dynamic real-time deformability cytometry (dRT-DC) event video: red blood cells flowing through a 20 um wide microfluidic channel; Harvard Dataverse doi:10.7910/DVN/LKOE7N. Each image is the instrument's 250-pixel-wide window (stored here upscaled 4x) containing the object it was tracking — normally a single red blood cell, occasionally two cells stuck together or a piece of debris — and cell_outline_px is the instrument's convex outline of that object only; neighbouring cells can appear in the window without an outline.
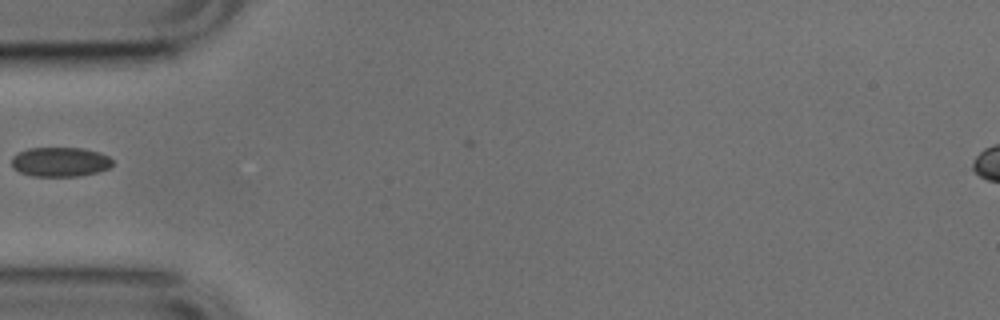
{"species": "common noctule bat (a hibernating species)", "species_latin": "Nyctalus noctula", "temperature_condition": "cold", "stored_images_in_passage": 6, "camera_frame_rate_fps": 3000, "um_per_image_px": 0.085, "animal": {"sex": "male", "body_mass_g": 17.9, "forearm_length_mm": 54.2}, "frame": {"image": 1, "passage_image": 1, "time_ms": 0.0, "image_size_px": [1000, 320], "cell_outline_px": [[112, 164], [108, 168], [100, 172], [80, 176], [32, 176], [20, 172], [12, 168], [12, 156], [16, 152], [28, 148], [84, 148], [100, 152], [108, 156], [112, 160]], "centroid_in_image_um": [5.1, 13.76], "position_along_channel_um": 79.9, "area_um2": 17.57}}